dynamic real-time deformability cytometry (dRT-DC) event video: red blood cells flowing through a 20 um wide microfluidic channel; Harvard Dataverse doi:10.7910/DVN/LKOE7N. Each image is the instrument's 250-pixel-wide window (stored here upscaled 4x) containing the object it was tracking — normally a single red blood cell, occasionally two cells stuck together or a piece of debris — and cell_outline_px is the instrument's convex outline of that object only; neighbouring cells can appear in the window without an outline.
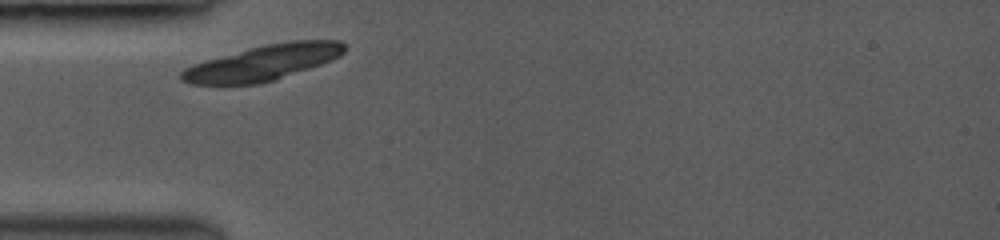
{"species": "common noctule bat (a hibernating species)", "species_latin": "Nyctalus noctula", "temperature_condition": "room temperature", "stored_images_in_passage": 5, "camera_frame_rate_fps": 3500, "um_per_image_px": 0.085, "animal": {"sex": "female", "body_mass_g": 19.0, "forearm_length_mm": 53.3}, "frame": {"image": 1, "passage_image": 1, "time_ms": 0.0, "image_size_px": [1000, 240], "cell_outline_px": [[348, 48], [340, 56], [320, 64], [272, 80], [256, 84], [192, 84], [180, 80], [180, 72], [184, 68], [192, 64], [248, 48], [264, 44], [292, 40], [340, 40]], "centroid_in_image_um": [22.35, 5.31], "position_along_channel_um": 62.7, "area_um2": 33.35}}
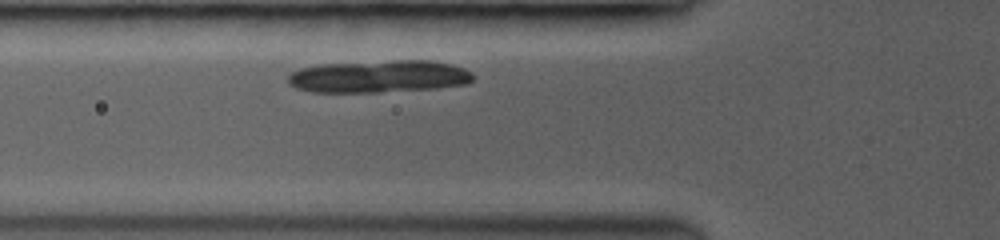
{"frame": {"image": 2, "passage_image": 2, "time_ms": 0.286, "image_size_px": [1000, 240], "cell_outline_px": [[476, 76], [468, 84], [436, 88], [376, 92], [316, 92], [296, 88], [288, 84], [288, 76], [292, 72], [300, 68], [320, 64], [396, 60], [428, 60], [452, 64], [464, 68], [472, 72]], "centroid_in_image_um": [32.24, 6.49], "position_along_channel_um": 93.6, "area_um2": 35.08}}